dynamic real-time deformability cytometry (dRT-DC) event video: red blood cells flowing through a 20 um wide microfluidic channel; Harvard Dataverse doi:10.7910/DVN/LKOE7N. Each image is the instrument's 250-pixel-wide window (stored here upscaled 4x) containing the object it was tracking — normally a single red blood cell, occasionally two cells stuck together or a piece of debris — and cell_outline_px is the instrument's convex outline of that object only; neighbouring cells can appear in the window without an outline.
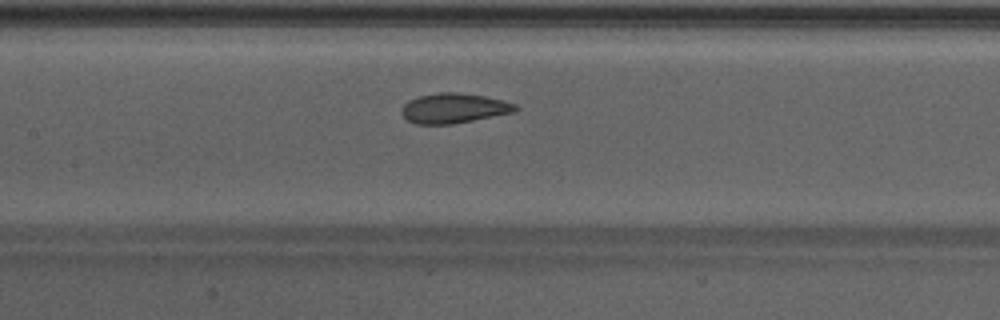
{"species": "Egyptian fruit bat (a non-hibernating species)", "species_latin": "Rousettus aegyptiacus", "temperature_condition": "warm", "stored_images_in_passage": 39, "camera_frame_rate_fps": 3000, "um_per_image_px": 0.085, "animal": {"sex": "male"}, "frame": {"image": 1, "passage_image": 18, "time_ms": 5.667, "image_size_px": [1000, 320], "cell_outline_px": [[520, 108], [516, 112], [452, 124], [416, 124], [408, 120], [400, 112], [404, 104], [408, 100], [420, 96], [440, 92], [456, 92], [484, 96], [504, 100], [516, 104]], "centroid_in_image_um": [38.61, 9.2], "position_along_channel_um": 168.8, "area_um2": 19.88}}
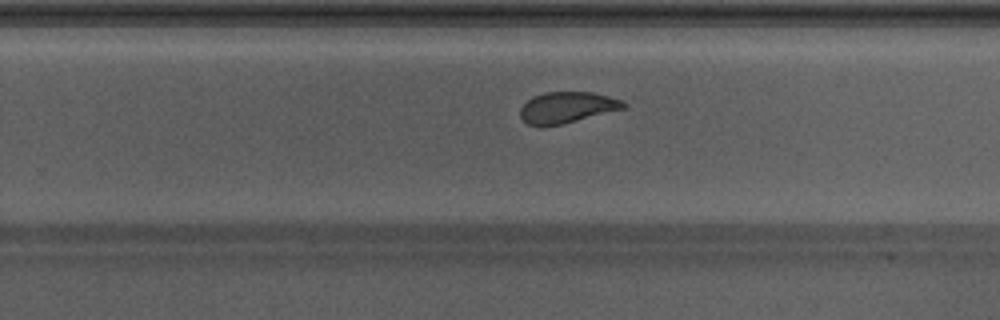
{"frame": {"image": 2, "passage_image": 26, "time_ms": 8.333, "image_size_px": [1000, 320], "cell_outline_px": [[628, 108], [560, 124], [528, 124], [520, 116], [520, 108], [532, 96], [544, 92], [592, 92], [608, 96], [620, 100], [628, 104]], "centroid_in_image_um": [48.24, 9.1], "position_along_channel_um": 281.6, "area_um2": 18.44}}
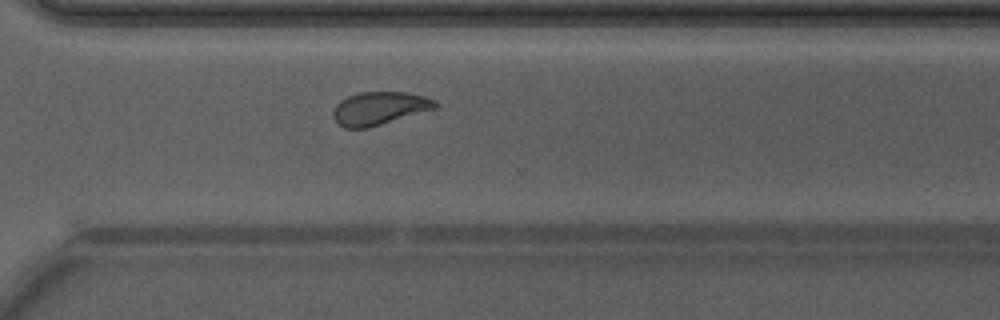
{"frame": {"image": 3, "passage_image": 30, "time_ms": 9.667, "image_size_px": [1000, 320], "cell_outline_px": [[440, 104], [436, 108], [368, 128], [344, 128], [332, 116], [332, 112], [336, 104], [340, 100], [348, 96], [360, 92], [408, 92], [424, 96], [436, 100]], "centroid_in_image_um": [32.26, 9.2], "position_along_channel_um": 338.3, "area_um2": 19.71}, "authors_computed_cell_mechanics": {"area_um2": 20.5768, "velocity_mm_per_s": 4.2488, "shape_relaxation_time_tau1_ms": 4.7953, "shape_relaxation_time_tau2_ms": 1.1204, "deformation_change_tau1": 0.1404, "deformation_change_tau2": 0.0508}}